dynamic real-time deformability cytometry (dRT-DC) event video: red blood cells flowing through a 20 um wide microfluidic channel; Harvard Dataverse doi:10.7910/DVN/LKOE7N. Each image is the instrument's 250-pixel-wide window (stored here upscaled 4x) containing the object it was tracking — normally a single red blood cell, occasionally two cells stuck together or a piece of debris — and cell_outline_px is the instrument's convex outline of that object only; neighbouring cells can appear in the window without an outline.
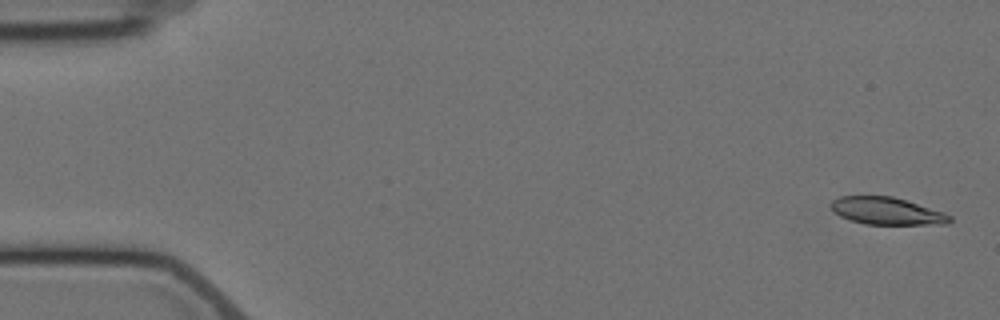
{"species": "Egyptian fruit bat (a non-hibernating species)", "species_latin": "Rousettus aegyptiacus", "temperature_condition": "cold", "stored_images_in_passage": 5, "camera_frame_rate_fps": 3000, "um_per_image_px": 0.085, "animal": {"sex": "female"}, "frame": {"image": 1, "passage_image": 1, "time_ms": 0.0, "image_size_px": [1000, 320], "cell_outline_px": [[952, 220], [948, 224], [864, 224], [840, 216], [828, 204], [832, 200], [840, 196], [892, 196], [944, 212], [952, 216]], "centroid_in_image_um": [75.38, 17.93], "position_along_channel_um": 9.6, "area_um2": 18.79}}